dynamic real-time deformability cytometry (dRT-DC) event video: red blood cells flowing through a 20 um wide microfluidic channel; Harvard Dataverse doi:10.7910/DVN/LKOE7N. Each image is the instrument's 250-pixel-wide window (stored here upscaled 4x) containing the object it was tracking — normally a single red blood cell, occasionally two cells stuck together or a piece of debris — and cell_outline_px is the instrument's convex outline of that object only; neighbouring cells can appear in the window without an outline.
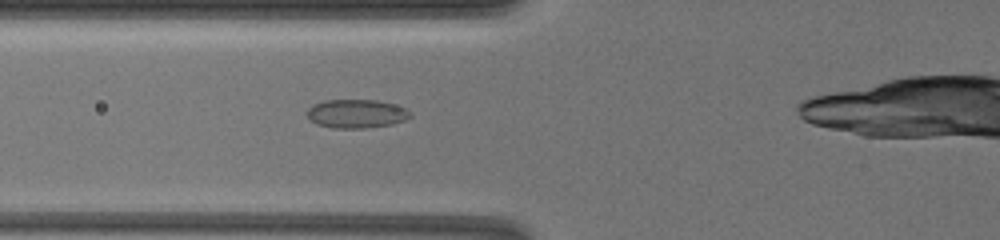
{"species": "common noctule bat (a hibernating species)", "species_latin": "Nyctalus noctula", "temperature_condition": "warm", "stored_images_in_passage": 26, "camera_frame_rate_fps": 3000, "um_per_image_px": 0.085, "animal": {"sex": "female", "body_mass_g": 19.5, "forearm_length_mm": 54.1}, "frame": {"image": 1, "passage_image": 3, "time_ms": 0.667, "image_size_px": [1000, 240], "cell_outline_px": [[412, 116], [404, 120], [392, 124], [364, 128], [332, 128], [316, 124], [308, 120], [308, 108], [312, 104], [324, 100], [376, 100], [392, 104], [404, 108], [412, 112]], "centroid_in_image_um": [30.26, 9.67], "position_along_channel_um": 95.5, "area_um2": 17.28}}
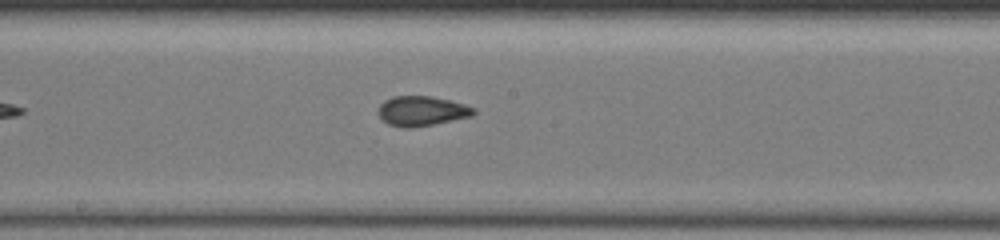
{"frame": {"image": 2, "passage_image": 11, "time_ms": 4.0, "image_size_px": [1000, 240], "cell_outline_px": [[476, 112], [472, 116], [412, 128], [404, 128], [388, 124], [380, 116], [380, 104], [384, 100], [392, 96], [432, 96], [464, 104], [476, 108]], "centroid_in_image_um": [35.86, 9.43], "position_along_channel_um": 212.3, "area_um2": 16.42}}
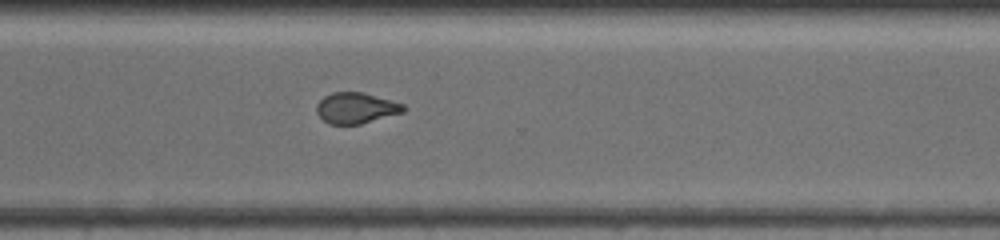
{"frame": {"image": 3, "passage_image": 20, "time_ms": 7.667, "image_size_px": [1000, 240], "cell_outline_px": [[408, 108], [404, 112], [360, 124], [328, 124], [316, 112], [316, 104], [324, 96], [332, 92], [364, 92], [404, 104]], "centroid_in_image_um": [30.27, 9.17], "position_along_channel_um": 340.3, "area_um2": 15.72}}